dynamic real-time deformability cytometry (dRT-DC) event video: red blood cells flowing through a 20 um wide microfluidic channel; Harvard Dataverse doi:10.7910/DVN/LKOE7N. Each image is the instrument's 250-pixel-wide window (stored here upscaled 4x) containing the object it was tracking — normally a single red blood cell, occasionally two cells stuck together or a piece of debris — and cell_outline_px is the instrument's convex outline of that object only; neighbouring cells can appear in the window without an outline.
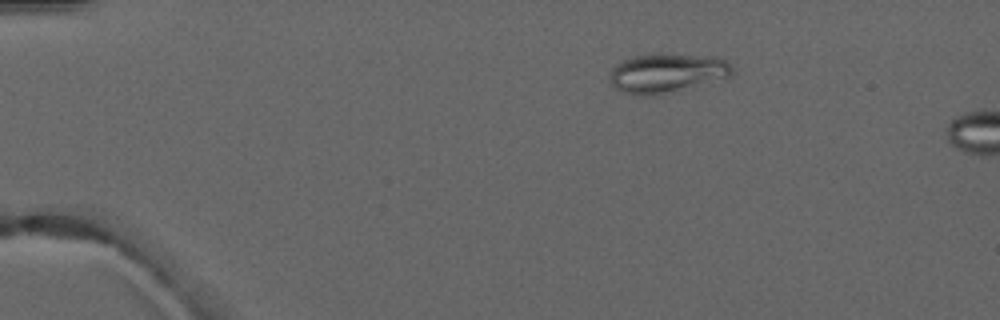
{"species": "common noctule bat (a hibernating species)", "species_latin": "Nyctalus noctula", "temperature_condition": "warm", "stored_images_in_passage": 4, "camera_frame_rate_fps": 3000, "um_per_image_px": 0.085, "animal": {"sex": "male", "forearm_length_mm": 52.5}, "frame": {"image": 1, "passage_image": 3, "time_ms": 2.333, "image_size_px": [1000, 320], "cell_outline_px": [[732, 72], [728, 76], [656, 96], [640, 96], [624, 92], [616, 88], [608, 80], [608, 76], [612, 68], [616, 64], [632, 56], [712, 56], [724, 60], [732, 64]], "centroid_in_image_um": [56.6, 6.25], "position_along_channel_um": 28.4, "area_um2": 26.99}}